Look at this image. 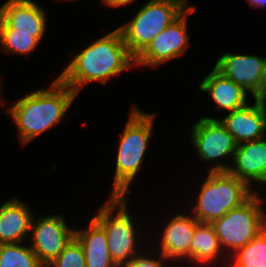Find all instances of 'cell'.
<instances>
[{
  "label": "cell",
  "instance_id": "5bb4252c",
  "mask_svg": "<svg viewBox=\"0 0 266 267\" xmlns=\"http://www.w3.org/2000/svg\"><path fill=\"white\" fill-rule=\"evenodd\" d=\"M168 221L158 238L160 249L157 253H161L169 261L174 260L175 263L182 259L189 262V246L199 222L190 212L188 215L180 212Z\"/></svg>",
  "mask_w": 266,
  "mask_h": 267
},
{
  "label": "cell",
  "instance_id": "6da1fadb",
  "mask_svg": "<svg viewBox=\"0 0 266 267\" xmlns=\"http://www.w3.org/2000/svg\"><path fill=\"white\" fill-rule=\"evenodd\" d=\"M134 69L135 58L129 53L121 31L116 28L89 44L57 76L77 95L90 82H107L123 71Z\"/></svg>",
  "mask_w": 266,
  "mask_h": 267
},
{
  "label": "cell",
  "instance_id": "8fae6325",
  "mask_svg": "<svg viewBox=\"0 0 266 267\" xmlns=\"http://www.w3.org/2000/svg\"><path fill=\"white\" fill-rule=\"evenodd\" d=\"M214 68L249 91L254 99H266V57L226 52L217 59Z\"/></svg>",
  "mask_w": 266,
  "mask_h": 267
},
{
  "label": "cell",
  "instance_id": "5b68a950",
  "mask_svg": "<svg viewBox=\"0 0 266 267\" xmlns=\"http://www.w3.org/2000/svg\"><path fill=\"white\" fill-rule=\"evenodd\" d=\"M197 192L193 217L202 223H212L227 212L245 203L257 189L228 172H208Z\"/></svg>",
  "mask_w": 266,
  "mask_h": 267
},
{
  "label": "cell",
  "instance_id": "8992f818",
  "mask_svg": "<svg viewBox=\"0 0 266 267\" xmlns=\"http://www.w3.org/2000/svg\"><path fill=\"white\" fill-rule=\"evenodd\" d=\"M188 0H149L130 21L118 29L129 53L136 58L166 27L177 20L189 7Z\"/></svg>",
  "mask_w": 266,
  "mask_h": 267
},
{
  "label": "cell",
  "instance_id": "30bf717a",
  "mask_svg": "<svg viewBox=\"0 0 266 267\" xmlns=\"http://www.w3.org/2000/svg\"><path fill=\"white\" fill-rule=\"evenodd\" d=\"M63 214L33 217L29 246L46 267L74 239L75 228H69Z\"/></svg>",
  "mask_w": 266,
  "mask_h": 267
},
{
  "label": "cell",
  "instance_id": "d4e9b609",
  "mask_svg": "<svg viewBox=\"0 0 266 267\" xmlns=\"http://www.w3.org/2000/svg\"><path fill=\"white\" fill-rule=\"evenodd\" d=\"M135 0H107V6L109 8H118L133 3Z\"/></svg>",
  "mask_w": 266,
  "mask_h": 267
},
{
  "label": "cell",
  "instance_id": "ffe728a7",
  "mask_svg": "<svg viewBox=\"0 0 266 267\" xmlns=\"http://www.w3.org/2000/svg\"><path fill=\"white\" fill-rule=\"evenodd\" d=\"M228 257L232 262L226 266L266 267V228L245 246Z\"/></svg>",
  "mask_w": 266,
  "mask_h": 267
},
{
  "label": "cell",
  "instance_id": "603a6c76",
  "mask_svg": "<svg viewBox=\"0 0 266 267\" xmlns=\"http://www.w3.org/2000/svg\"><path fill=\"white\" fill-rule=\"evenodd\" d=\"M46 267H86L82 245L74 237L57 258Z\"/></svg>",
  "mask_w": 266,
  "mask_h": 267
},
{
  "label": "cell",
  "instance_id": "9a60e30c",
  "mask_svg": "<svg viewBox=\"0 0 266 267\" xmlns=\"http://www.w3.org/2000/svg\"><path fill=\"white\" fill-rule=\"evenodd\" d=\"M227 172L251 188L255 183L266 184V137L238 144Z\"/></svg>",
  "mask_w": 266,
  "mask_h": 267
},
{
  "label": "cell",
  "instance_id": "52a82bcc",
  "mask_svg": "<svg viewBox=\"0 0 266 267\" xmlns=\"http://www.w3.org/2000/svg\"><path fill=\"white\" fill-rule=\"evenodd\" d=\"M259 194L256 191L245 203L211 223L227 256L231 251L233 255L266 228L264 199Z\"/></svg>",
  "mask_w": 266,
  "mask_h": 267
},
{
  "label": "cell",
  "instance_id": "7c38bea8",
  "mask_svg": "<svg viewBox=\"0 0 266 267\" xmlns=\"http://www.w3.org/2000/svg\"><path fill=\"white\" fill-rule=\"evenodd\" d=\"M47 10L33 0H7L0 6V29L34 33L42 40L47 27Z\"/></svg>",
  "mask_w": 266,
  "mask_h": 267
},
{
  "label": "cell",
  "instance_id": "ac0fdd59",
  "mask_svg": "<svg viewBox=\"0 0 266 267\" xmlns=\"http://www.w3.org/2000/svg\"><path fill=\"white\" fill-rule=\"evenodd\" d=\"M75 238L82 245L86 267H117L108 250L105 231L93 218L88 228L75 229Z\"/></svg>",
  "mask_w": 266,
  "mask_h": 267
},
{
  "label": "cell",
  "instance_id": "277c9868",
  "mask_svg": "<svg viewBox=\"0 0 266 267\" xmlns=\"http://www.w3.org/2000/svg\"><path fill=\"white\" fill-rule=\"evenodd\" d=\"M127 203L126 195L110 194L92 217L104 229L108 250L117 267H125L141 251L138 223L133 220Z\"/></svg>",
  "mask_w": 266,
  "mask_h": 267
},
{
  "label": "cell",
  "instance_id": "2e32d148",
  "mask_svg": "<svg viewBox=\"0 0 266 267\" xmlns=\"http://www.w3.org/2000/svg\"><path fill=\"white\" fill-rule=\"evenodd\" d=\"M30 209L14 196L0 205V245L28 241L34 217Z\"/></svg>",
  "mask_w": 266,
  "mask_h": 267
},
{
  "label": "cell",
  "instance_id": "7402d4cb",
  "mask_svg": "<svg viewBox=\"0 0 266 267\" xmlns=\"http://www.w3.org/2000/svg\"><path fill=\"white\" fill-rule=\"evenodd\" d=\"M40 40L34 33L15 32V29H0V44L3 52L28 55L38 46Z\"/></svg>",
  "mask_w": 266,
  "mask_h": 267
},
{
  "label": "cell",
  "instance_id": "4316f807",
  "mask_svg": "<svg viewBox=\"0 0 266 267\" xmlns=\"http://www.w3.org/2000/svg\"><path fill=\"white\" fill-rule=\"evenodd\" d=\"M1 82H2V80H1V76H0V103H1V105L3 106V100H2V96H1V87H2V85H1Z\"/></svg>",
  "mask_w": 266,
  "mask_h": 267
},
{
  "label": "cell",
  "instance_id": "44dd1931",
  "mask_svg": "<svg viewBox=\"0 0 266 267\" xmlns=\"http://www.w3.org/2000/svg\"><path fill=\"white\" fill-rule=\"evenodd\" d=\"M0 267H45L29 245H0Z\"/></svg>",
  "mask_w": 266,
  "mask_h": 267
},
{
  "label": "cell",
  "instance_id": "484cf974",
  "mask_svg": "<svg viewBox=\"0 0 266 267\" xmlns=\"http://www.w3.org/2000/svg\"><path fill=\"white\" fill-rule=\"evenodd\" d=\"M249 2L250 7L254 8H264L266 7V0H247Z\"/></svg>",
  "mask_w": 266,
  "mask_h": 267
},
{
  "label": "cell",
  "instance_id": "9c48e42d",
  "mask_svg": "<svg viewBox=\"0 0 266 267\" xmlns=\"http://www.w3.org/2000/svg\"><path fill=\"white\" fill-rule=\"evenodd\" d=\"M196 10L189 8L171 25L160 32L135 58V67H158L159 65L183 56L190 46L188 34V15Z\"/></svg>",
  "mask_w": 266,
  "mask_h": 267
},
{
  "label": "cell",
  "instance_id": "cb8c5ba5",
  "mask_svg": "<svg viewBox=\"0 0 266 267\" xmlns=\"http://www.w3.org/2000/svg\"><path fill=\"white\" fill-rule=\"evenodd\" d=\"M153 257H152V256ZM155 256L147 251L142 253V250L125 266V267H166L165 261L170 262L161 253Z\"/></svg>",
  "mask_w": 266,
  "mask_h": 267
},
{
  "label": "cell",
  "instance_id": "3957f363",
  "mask_svg": "<svg viewBox=\"0 0 266 267\" xmlns=\"http://www.w3.org/2000/svg\"><path fill=\"white\" fill-rule=\"evenodd\" d=\"M155 114L133 105L120 133L111 195H131L129 187L140 172L153 131Z\"/></svg>",
  "mask_w": 266,
  "mask_h": 267
},
{
  "label": "cell",
  "instance_id": "83f0119b",
  "mask_svg": "<svg viewBox=\"0 0 266 267\" xmlns=\"http://www.w3.org/2000/svg\"><path fill=\"white\" fill-rule=\"evenodd\" d=\"M60 1H75V0H60ZM102 3L107 6V0H101Z\"/></svg>",
  "mask_w": 266,
  "mask_h": 267
},
{
  "label": "cell",
  "instance_id": "7a4b0ae2",
  "mask_svg": "<svg viewBox=\"0 0 266 267\" xmlns=\"http://www.w3.org/2000/svg\"><path fill=\"white\" fill-rule=\"evenodd\" d=\"M78 95L58 77L48 88L19 98L6 113L14 120L21 145H27L65 117Z\"/></svg>",
  "mask_w": 266,
  "mask_h": 267
},
{
  "label": "cell",
  "instance_id": "e0dca14e",
  "mask_svg": "<svg viewBox=\"0 0 266 267\" xmlns=\"http://www.w3.org/2000/svg\"><path fill=\"white\" fill-rule=\"evenodd\" d=\"M199 90L210 95V99L216 104L215 108L227 112L240 109L248 104L247 92L234 81L224 77L214 67L202 79Z\"/></svg>",
  "mask_w": 266,
  "mask_h": 267
},
{
  "label": "cell",
  "instance_id": "4fadbf2b",
  "mask_svg": "<svg viewBox=\"0 0 266 267\" xmlns=\"http://www.w3.org/2000/svg\"><path fill=\"white\" fill-rule=\"evenodd\" d=\"M220 118V122L232 134L237 144L256 141L266 136V99H254L237 110Z\"/></svg>",
  "mask_w": 266,
  "mask_h": 267
},
{
  "label": "cell",
  "instance_id": "d6986e66",
  "mask_svg": "<svg viewBox=\"0 0 266 267\" xmlns=\"http://www.w3.org/2000/svg\"><path fill=\"white\" fill-rule=\"evenodd\" d=\"M224 254L213 225L211 223L199 222L196 225L189 246V260L192 264L199 265L200 267L202 265L207 267L209 264L211 266V263L213 265V263L219 261L217 258L219 256L221 258V255L226 259L227 257Z\"/></svg>",
  "mask_w": 266,
  "mask_h": 267
},
{
  "label": "cell",
  "instance_id": "ba28073f",
  "mask_svg": "<svg viewBox=\"0 0 266 267\" xmlns=\"http://www.w3.org/2000/svg\"><path fill=\"white\" fill-rule=\"evenodd\" d=\"M190 134L189 141L197 149L200 160L209 163L219 161V159L222 161L215 162V165L212 164L208 172H227L231 162L229 165L224 164L222 158L229 156L232 160L238 144L219 118L210 116L200 118L191 127Z\"/></svg>",
  "mask_w": 266,
  "mask_h": 267
}]
</instances>
